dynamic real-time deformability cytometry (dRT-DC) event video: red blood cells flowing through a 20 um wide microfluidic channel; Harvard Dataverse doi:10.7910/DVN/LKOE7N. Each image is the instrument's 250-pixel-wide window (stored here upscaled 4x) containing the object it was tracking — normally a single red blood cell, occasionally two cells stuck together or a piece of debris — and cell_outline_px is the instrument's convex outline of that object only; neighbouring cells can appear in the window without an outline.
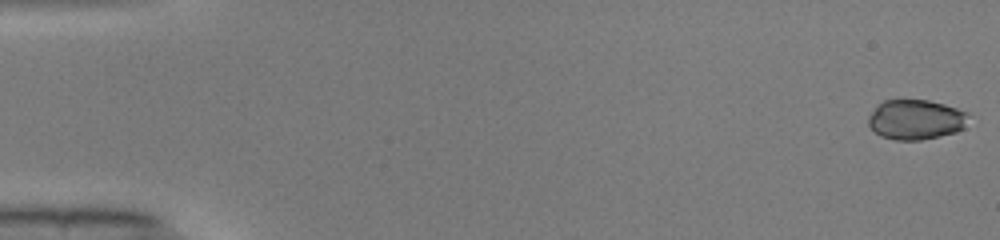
{"species": "common noctule bat (a hibernating species)", "species_latin": "Nyctalus noctula", "temperature_condition": "warm", "stored_images_in_passage": 50, "camera_frame_rate_fps": 3000, "um_per_image_px": 0.085, "animal": {"sex": "male", "body_mass_g": 19.0, "forearm_length_mm": 50.8}, "frame": {"image": 1, "passage_image": 1, "time_ms": 0.0, "image_size_px": [1000, 240], "cell_outline_px": [[968, 112], [964, 128], [956, 132], [920, 140], [896, 140], [880, 136], [868, 124], [868, 116], [876, 104], [884, 100], [928, 100], [944, 104]], "centroid_in_image_um": [77.81, 10.15], "position_along_channel_um": 7.2, "area_um2": 23.29}}
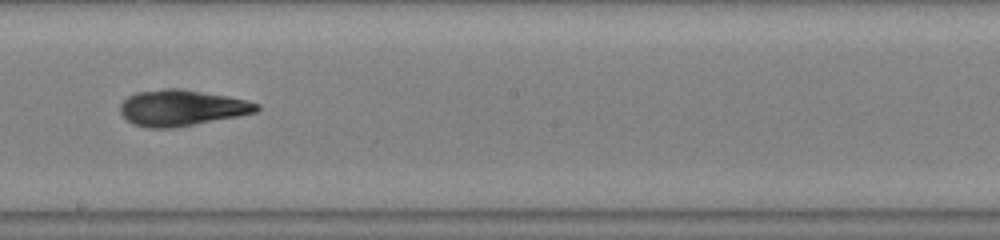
{"frame": {"image": 2, "passage_image": 29, "time_ms": 9.333, "image_size_px": [1000, 240], "cell_outline_px": [[260, 108], [256, 112], [236, 116], [172, 128], [148, 128], [132, 124], [120, 112], [120, 104], [128, 96], [136, 92], [164, 88], [180, 88], [228, 96], [248, 100], [260, 104]], "centroid_in_image_um": [15.42, 9.15], "position_along_channel_um": 232.8, "area_um2": 28.55}}
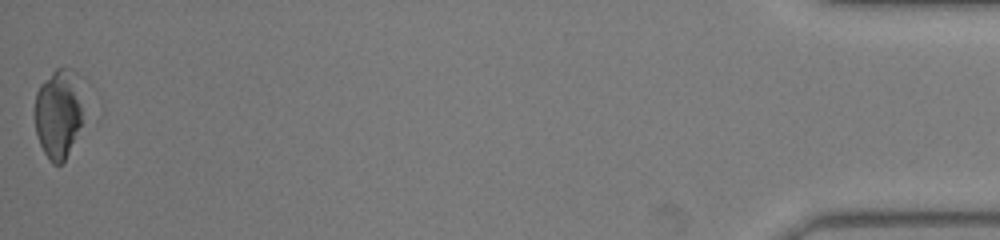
{"frame": {"image": 3, "passage_image": 50, "time_ms": 16.333, "image_size_px": [1000, 240], "cell_outline_px": [[84, 120], [64, 160], [60, 164], [52, 164], [48, 160], [40, 144], [36, 132], [36, 92], [40, 84], [56, 68], [72, 68], [80, 76]], "centroid_in_image_um": [5.01, 9.6], "position_along_channel_um": 430.2, "area_um2": 25.66}, "authors_computed_cell_mechanics": {"area_um2": 27.3394, "velocity_mm_per_s": 4.1037, "shape_relaxation_time_tau1_ms": 3.6785, "shape_relaxation_time_tau2_ms": 1.639, "deformation_change_tau1": 0.1719, "deformation_change_tau2": 0.0779}}